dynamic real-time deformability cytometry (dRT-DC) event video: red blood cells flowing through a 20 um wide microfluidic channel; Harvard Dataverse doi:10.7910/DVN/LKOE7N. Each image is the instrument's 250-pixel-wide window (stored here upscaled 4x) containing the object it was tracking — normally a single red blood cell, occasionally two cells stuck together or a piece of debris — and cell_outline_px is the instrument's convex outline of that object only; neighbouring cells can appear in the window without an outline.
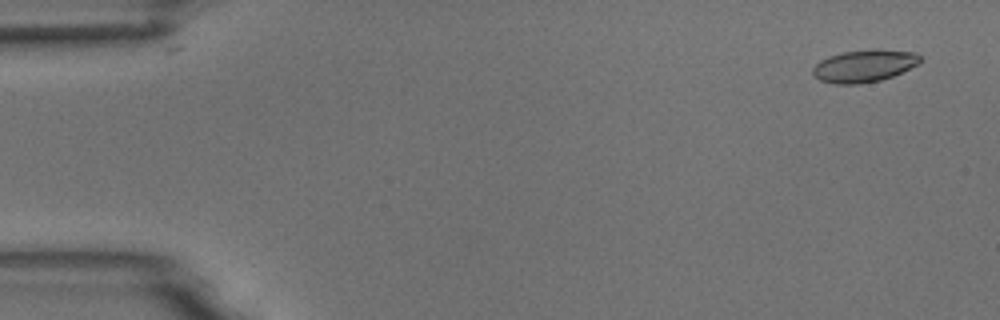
{"species": "common noctule bat (a hibernating species)", "species_latin": "Nyctalus noctula", "temperature_condition": "room temperature", "stored_images_in_passage": 5, "camera_frame_rate_fps": 3000, "um_per_image_px": 0.085, "animal": {"sex": "male", "body_mass_g": 18.8}, "frame": {"image": 1, "passage_image": 1, "time_ms": 0.0, "image_size_px": [1000, 320], "cell_outline_px": [[920, 64], [892, 76], [880, 80], [860, 84], [832, 84], [820, 80], [812, 72], [812, 68], [820, 60], [828, 56], [844, 52], [872, 48], [876, 48], [916, 52], [920, 56]], "centroid_in_image_um": [73.47, 5.59], "position_along_channel_um": 11.5, "area_um2": 20.46}}
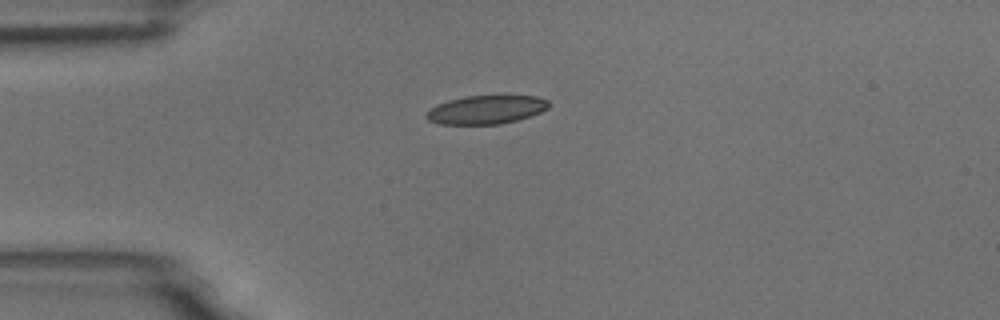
{"frame": {"image": 2, "passage_image": 4, "time_ms": 1.0, "image_size_px": [1000, 320], "cell_outline_px": [[548, 108], [540, 112], [516, 120], [500, 124], [440, 124], [428, 120], [424, 116], [424, 112], [436, 104], [448, 100], [464, 96], [536, 96], [548, 100]], "centroid_in_image_um": [41.25, 9.32], "position_along_channel_um": 43.7, "area_um2": 20.35}}